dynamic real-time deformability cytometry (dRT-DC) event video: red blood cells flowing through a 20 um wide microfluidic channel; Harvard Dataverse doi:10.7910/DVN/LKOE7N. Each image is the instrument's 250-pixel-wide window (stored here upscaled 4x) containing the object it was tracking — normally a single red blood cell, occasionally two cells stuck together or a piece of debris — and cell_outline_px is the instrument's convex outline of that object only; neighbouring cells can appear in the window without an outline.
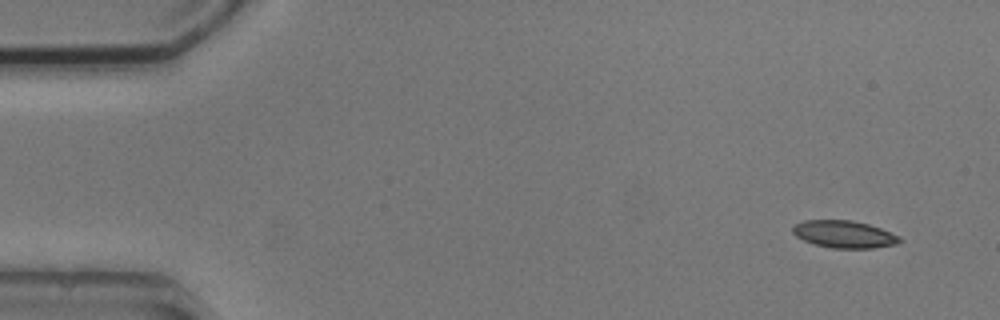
{"species": "common noctule bat (a hibernating species)", "species_latin": "Nyctalus noctula", "temperature_condition": "cold", "stored_images_in_passage": 5, "camera_frame_rate_fps": 3000, "um_per_image_px": 0.085, "animal": {"sex": "male", "body_mass_g": 20.5, "forearm_length_mm": 52.5}, "frame": {"image": 1, "passage_image": 1, "time_ms": 0.0, "image_size_px": [1000, 320], "cell_outline_px": [[904, 240], [896, 244], [872, 248], [832, 248], [816, 244], [804, 240], [796, 236], [792, 232], [792, 228], [796, 224], [804, 220], [852, 220], [868, 224], [880, 228], [900, 236]], "centroid_in_image_um": [71.77, 19.91], "position_along_channel_um": 13.2, "area_um2": 16.94}}
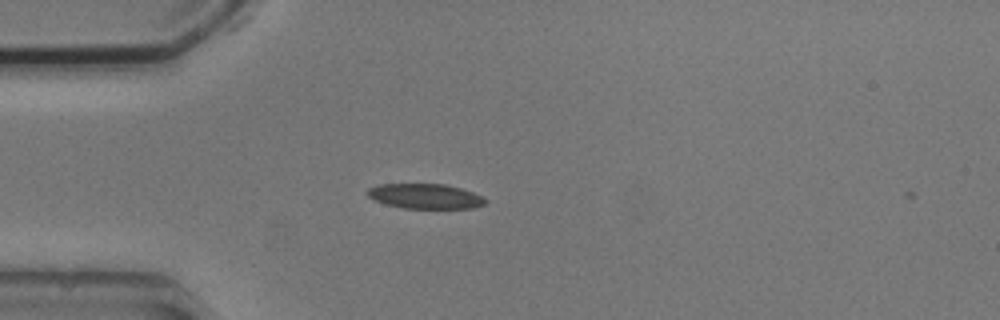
{"frame": {"image": 2, "passage_image": 4, "time_ms": 3.667, "image_size_px": [1000, 320], "cell_outline_px": [[488, 200], [484, 204], [472, 208], [404, 208], [384, 204], [368, 196], [364, 192], [368, 188], [376, 184], [444, 184], [460, 188], [484, 196]], "centroid_in_image_um": [36.12, 16.67], "position_along_channel_um": 48.9, "area_um2": 17.22}}